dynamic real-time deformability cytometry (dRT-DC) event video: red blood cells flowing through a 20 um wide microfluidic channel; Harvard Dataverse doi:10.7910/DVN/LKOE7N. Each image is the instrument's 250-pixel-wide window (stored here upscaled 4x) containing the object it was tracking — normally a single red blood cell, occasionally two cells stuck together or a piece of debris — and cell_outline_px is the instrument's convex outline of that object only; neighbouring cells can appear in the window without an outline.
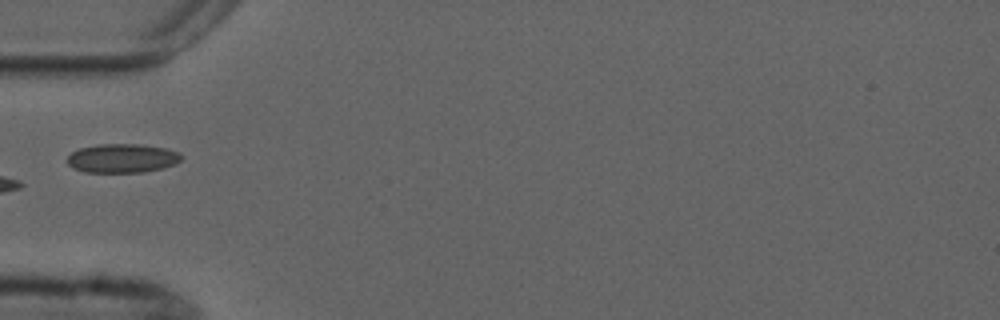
{"species": "common noctule bat (a hibernating species)", "species_latin": "Nyctalus noctula", "temperature_condition": "cold", "stored_images_in_passage": 6, "camera_frame_rate_fps": 3000, "um_per_image_px": 0.085, "animal": {"sex": "male", "forearm_length_mm": 52.5}, "frame": {"image": 1, "passage_image": 6, "time_ms": 6.0, "image_size_px": [1000, 320], "cell_outline_px": [[184, 156], [180, 160], [164, 168], [144, 172], [84, 172], [72, 168], [68, 164], [68, 156], [72, 152], [80, 148], [100, 144], [136, 144], [164, 148], [180, 152]], "centroid_in_image_um": [10.39, 13.46], "position_along_channel_um": 74.6, "area_um2": 19.19}}